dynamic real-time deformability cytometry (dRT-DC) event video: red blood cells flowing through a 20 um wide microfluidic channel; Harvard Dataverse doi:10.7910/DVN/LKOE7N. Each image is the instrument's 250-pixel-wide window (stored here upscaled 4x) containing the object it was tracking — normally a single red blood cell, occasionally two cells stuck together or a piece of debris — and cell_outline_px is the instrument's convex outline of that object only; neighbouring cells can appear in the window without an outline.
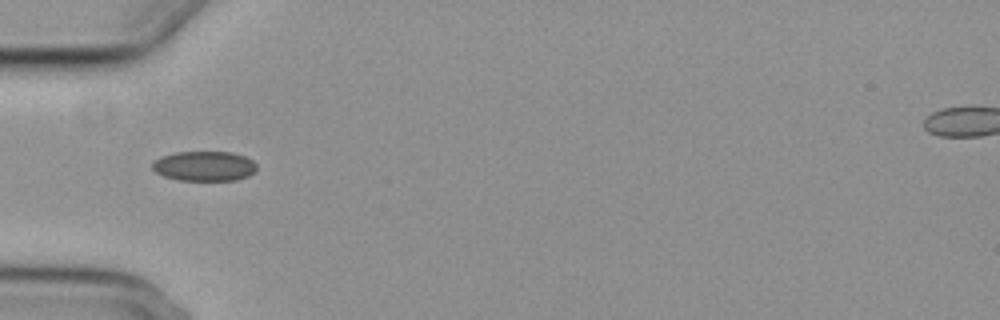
{"species": "common noctule bat (a hibernating species)", "species_latin": "Nyctalus noctula", "temperature_condition": "cold", "stored_images_in_passage": 6, "camera_frame_rate_fps": 3000, "um_per_image_px": 0.085, "animal": {"sex": "female", "body_mass_g": 29.2, "forearm_length_mm": 56.3}, "frame": {"image": 1, "passage_image": 4, "time_ms": 4.333, "image_size_px": [1000, 320], "cell_outline_px": [[256, 172], [248, 176], [236, 180], [180, 180], [164, 176], [156, 172], [152, 168], [152, 164], [160, 156], [176, 152], [232, 152], [244, 156], [252, 160], [256, 164]], "centroid_in_image_um": [17.38, 14.11], "position_along_channel_um": 67.6, "area_um2": 18.15}}
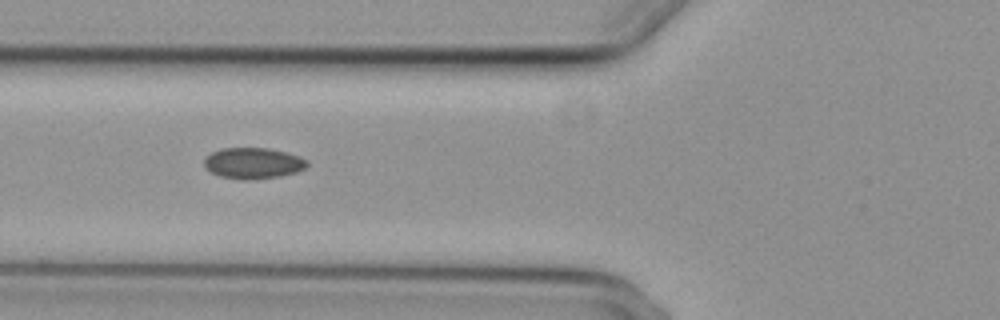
{"frame": {"image": 2, "passage_image": 5, "time_ms": 5.333, "image_size_px": [1000, 320], "cell_outline_px": [[308, 164], [304, 168], [296, 172], [280, 176], [248, 180], [244, 180], [220, 176], [204, 168], [204, 160], [212, 152], [220, 148], [268, 148], [288, 152], [300, 156], [308, 160]], "centroid_in_image_um": [21.53, 13.86], "position_along_channel_um": 104.3, "area_um2": 18.67}}